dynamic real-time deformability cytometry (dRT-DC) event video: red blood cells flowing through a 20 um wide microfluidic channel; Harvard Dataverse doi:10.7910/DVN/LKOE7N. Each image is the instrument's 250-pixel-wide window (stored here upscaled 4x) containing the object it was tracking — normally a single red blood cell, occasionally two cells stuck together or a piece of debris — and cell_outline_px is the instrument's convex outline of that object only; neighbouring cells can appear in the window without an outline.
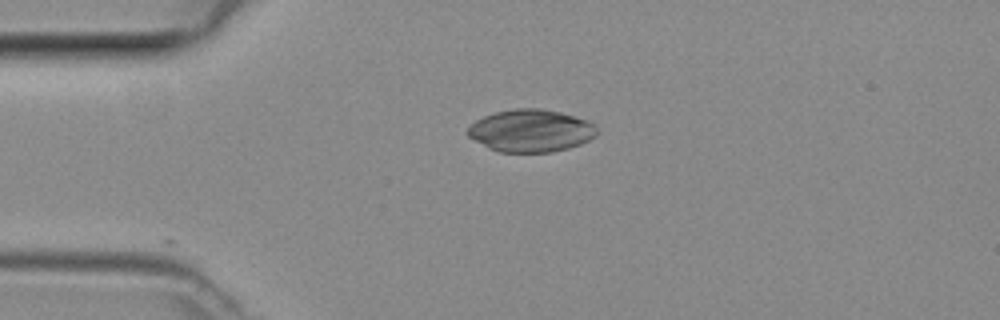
{"species": "common noctule bat (a hibernating species)", "species_latin": "Nyctalus noctula", "temperature_condition": "room temperature", "stored_images_in_passage": 5, "camera_frame_rate_fps": 3000, "um_per_image_px": 0.085, "animal": {"sex": "female", "body_mass_g": 29.2, "forearm_length_mm": 56.3}, "frame": {"image": 1, "passage_image": 2, "time_ms": 0.333, "image_size_px": [1000, 320], "cell_outline_px": [[596, 136], [580, 144], [568, 148], [552, 152], [500, 152], [488, 148], [468, 136], [464, 132], [476, 120], [484, 116], [496, 112], [512, 108], [540, 108], [560, 112], [596, 124]], "centroid_in_image_um": [45.09, 11.11], "position_along_channel_um": 39.9, "area_um2": 31.91}}